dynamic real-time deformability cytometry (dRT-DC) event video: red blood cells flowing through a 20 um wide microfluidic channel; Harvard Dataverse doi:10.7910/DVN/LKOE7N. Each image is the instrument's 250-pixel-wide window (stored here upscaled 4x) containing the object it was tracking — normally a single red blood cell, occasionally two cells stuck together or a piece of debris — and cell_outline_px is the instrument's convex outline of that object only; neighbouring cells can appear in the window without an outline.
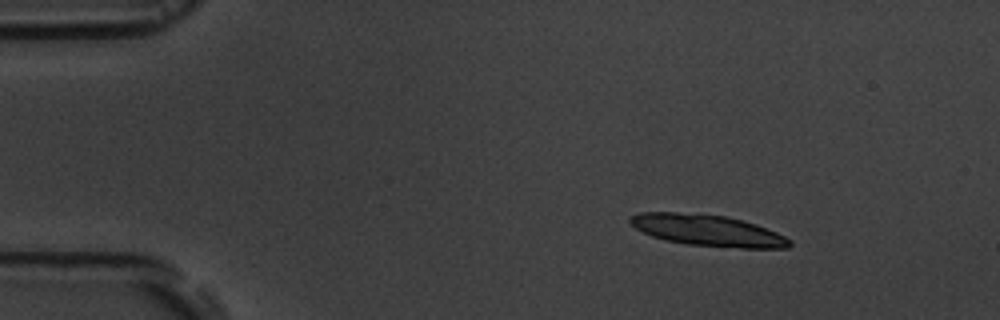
{"species": "common noctule bat (a hibernating species)", "species_latin": "Nyctalus noctula", "temperature_condition": "room temperature", "stored_images_in_passage": 6, "camera_frame_rate_fps": 3000, "um_per_image_px": 0.085, "animal": {"sex": "male", "body_mass_g": 19.5, "forearm_length_mm": 54.6}, "frame": {"image": 1, "passage_image": 2, "time_ms": 1.333, "image_size_px": [1000, 320], "cell_outline_px": [[792, 244], [788, 248], [740, 248], [688, 244], [664, 240], [652, 236], [636, 228], [628, 220], [628, 216], [640, 212], [676, 212], [724, 216], [756, 224], [776, 232], [792, 240]], "centroid_in_image_um": [60.14, 19.59], "position_along_channel_um": 24.9, "area_um2": 28.9}}